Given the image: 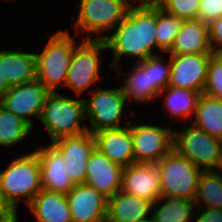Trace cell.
I'll return each instance as SVG.
<instances>
[{"label": "cell", "mask_w": 222, "mask_h": 222, "mask_svg": "<svg viewBox=\"0 0 222 222\" xmlns=\"http://www.w3.org/2000/svg\"><path fill=\"white\" fill-rule=\"evenodd\" d=\"M157 25V5H132L127 16L112 31V35H105L107 49L113 53L111 68L121 77L119 62L122 57L136 58V63L146 60L157 48L155 36Z\"/></svg>", "instance_id": "obj_1"}, {"label": "cell", "mask_w": 222, "mask_h": 222, "mask_svg": "<svg viewBox=\"0 0 222 222\" xmlns=\"http://www.w3.org/2000/svg\"><path fill=\"white\" fill-rule=\"evenodd\" d=\"M0 185L6 202L16 213L21 198L28 206L42 189L37 153L32 151L13 159L0 171Z\"/></svg>", "instance_id": "obj_2"}, {"label": "cell", "mask_w": 222, "mask_h": 222, "mask_svg": "<svg viewBox=\"0 0 222 222\" xmlns=\"http://www.w3.org/2000/svg\"><path fill=\"white\" fill-rule=\"evenodd\" d=\"M51 142L63 136H78L88 132L84 99H73L50 92L39 118Z\"/></svg>", "instance_id": "obj_3"}, {"label": "cell", "mask_w": 222, "mask_h": 222, "mask_svg": "<svg viewBox=\"0 0 222 222\" xmlns=\"http://www.w3.org/2000/svg\"><path fill=\"white\" fill-rule=\"evenodd\" d=\"M68 31L52 34L43 51L36 53L37 80L50 92L65 87L69 65L79 44Z\"/></svg>", "instance_id": "obj_4"}, {"label": "cell", "mask_w": 222, "mask_h": 222, "mask_svg": "<svg viewBox=\"0 0 222 222\" xmlns=\"http://www.w3.org/2000/svg\"><path fill=\"white\" fill-rule=\"evenodd\" d=\"M131 1V0H130ZM129 0H80L77 20L73 24L75 31L83 32V39L104 40V31L111 32L127 16L133 5ZM96 36H92V35Z\"/></svg>", "instance_id": "obj_5"}, {"label": "cell", "mask_w": 222, "mask_h": 222, "mask_svg": "<svg viewBox=\"0 0 222 222\" xmlns=\"http://www.w3.org/2000/svg\"><path fill=\"white\" fill-rule=\"evenodd\" d=\"M173 149L202 171L222 170V140L194 125L174 129Z\"/></svg>", "instance_id": "obj_6"}, {"label": "cell", "mask_w": 222, "mask_h": 222, "mask_svg": "<svg viewBox=\"0 0 222 222\" xmlns=\"http://www.w3.org/2000/svg\"><path fill=\"white\" fill-rule=\"evenodd\" d=\"M159 162L161 196L194 201L198 179L203 171L175 149H172Z\"/></svg>", "instance_id": "obj_7"}, {"label": "cell", "mask_w": 222, "mask_h": 222, "mask_svg": "<svg viewBox=\"0 0 222 222\" xmlns=\"http://www.w3.org/2000/svg\"><path fill=\"white\" fill-rule=\"evenodd\" d=\"M107 49L105 40L83 39L73 53L69 65L65 87L71 88L76 95L82 94L87 88L100 80V53Z\"/></svg>", "instance_id": "obj_8"}, {"label": "cell", "mask_w": 222, "mask_h": 222, "mask_svg": "<svg viewBox=\"0 0 222 222\" xmlns=\"http://www.w3.org/2000/svg\"><path fill=\"white\" fill-rule=\"evenodd\" d=\"M92 97L84 99L85 116L89 119L88 132L92 134L106 130L124 127L121 118L127 99L121 86L115 89L92 90Z\"/></svg>", "instance_id": "obj_9"}, {"label": "cell", "mask_w": 222, "mask_h": 222, "mask_svg": "<svg viewBox=\"0 0 222 222\" xmlns=\"http://www.w3.org/2000/svg\"><path fill=\"white\" fill-rule=\"evenodd\" d=\"M135 163L160 161L173 149L174 130L158 124L131 125Z\"/></svg>", "instance_id": "obj_10"}, {"label": "cell", "mask_w": 222, "mask_h": 222, "mask_svg": "<svg viewBox=\"0 0 222 222\" xmlns=\"http://www.w3.org/2000/svg\"><path fill=\"white\" fill-rule=\"evenodd\" d=\"M49 93L50 91L36 79L29 83L10 87L1 98L0 104L33 128L34 122L31 117H36L39 120Z\"/></svg>", "instance_id": "obj_11"}, {"label": "cell", "mask_w": 222, "mask_h": 222, "mask_svg": "<svg viewBox=\"0 0 222 222\" xmlns=\"http://www.w3.org/2000/svg\"><path fill=\"white\" fill-rule=\"evenodd\" d=\"M213 53L169 55V86L204 92L210 59Z\"/></svg>", "instance_id": "obj_12"}, {"label": "cell", "mask_w": 222, "mask_h": 222, "mask_svg": "<svg viewBox=\"0 0 222 222\" xmlns=\"http://www.w3.org/2000/svg\"><path fill=\"white\" fill-rule=\"evenodd\" d=\"M63 155L68 176L76 184H85L88 158L95 148L94 135L63 136L51 142Z\"/></svg>", "instance_id": "obj_13"}, {"label": "cell", "mask_w": 222, "mask_h": 222, "mask_svg": "<svg viewBox=\"0 0 222 222\" xmlns=\"http://www.w3.org/2000/svg\"><path fill=\"white\" fill-rule=\"evenodd\" d=\"M160 183L159 161L134 163L123 168L121 190L152 204L161 196Z\"/></svg>", "instance_id": "obj_14"}, {"label": "cell", "mask_w": 222, "mask_h": 222, "mask_svg": "<svg viewBox=\"0 0 222 222\" xmlns=\"http://www.w3.org/2000/svg\"><path fill=\"white\" fill-rule=\"evenodd\" d=\"M85 184L93 187L106 198H111L122 188L123 167L112 162L96 147L91 152L86 165Z\"/></svg>", "instance_id": "obj_15"}, {"label": "cell", "mask_w": 222, "mask_h": 222, "mask_svg": "<svg viewBox=\"0 0 222 222\" xmlns=\"http://www.w3.org/2000/svg\"><path fill=\"white\" fill-rule=\"evenodd\" d=\"M72 222H106L108 198L87 184H76L67 194Z\"/></svg>", "instance_id": "obj_16"}, {"label": "cell", "mask_w": 222, "mask_h": 222, "mask_svg": "<svg viewBox=\"0 0 222 222\" xmlns=\"http://www.w3.org/2000/svg\"><path fill=\"white\" fill-rule=\"evenodd\" d=\"M35 152L39 159L42 189L67 194L75 184L66 172V162L60 151L50 142Z\"/></svg>", "instance_id": "obj_17"}, {"label": "cell", "mask_w": 222, "mask_h": 222, "mask_svg": "<svg viewBox=\"0 0 222 222\" xmlns=\"http://www.w3.org/2000/svg\"><path fill=\"white\" fill-rule=\"evenodd\" d=\"M131 123V120H128L129 126L106 129L93 134L95 147L112 162L123 168L135 163Z\"/></svg>", "instance_id": "obj_18"}, {"label": "cell", "mask_w": 222, "mask_h": 222, "mask_svg": "<svg viewBox=\"0 0 222 222\" xmlns=\"http://www.w3.org/2000/svg\"><path fill=\"white\" fill-rule=\"evenodd\" d=\"M151 208L150 201L120 190L108 199L106 222H146Z\"/></svg>", "instance_id": "obj_19"}, {"label": "cell", "mask_w": 222, "mask_h": 222, "mask_svg": "<svg viewBox=\"0 0 222 222\" xmlns=\"http://www.w3.org/2000/svg\"><path fill=\"white\" fill-rule=\"evenodd\" d=\"M2 76L9 87L37 79L36 53L0 50Z\"/></svg>", "instance_id": "obj_20"}, {"label": "cell", "mask_w": 222, "mask_h": 222, "mask_svg": "<svg viewBox=\"0 0 222 222\" xmlns=\"http://www.w3.org/2000/svg\"><path fill=\"white\" fill-rule=\"evenodd\" d=\"M169 55L212 53L208 24L201 20H183Z\"/></svg>", "instance_id": "obj_21"}, {"label": "cell", "mask_w": 222, "mask_h": 222, "mask_svg": "<svg viewBox=\"0 0 222 222\" xmlns=\"http://www.w3.org/2000/svg\"><path fill=\"white\" fill-rule=\"evenodd\" d=\"M36 222H72L66 194L54 191H41L27 206Z\"/></svg>", "instance_id": "obj_22"}, {"label": "cell", "mask_w": 222, "mask_h": 222, "mask_svg": "<svg viewBox=\"0 0 222 222\" xmlns=\"http://www.w3.org/2000/svg\"><path fill=\"white\" fill-rule=\"evenodd\" d=\"M201 94L197 91L169 85L159 93V95L165 96L162 99L165 105L164 112L166 111L167 115L170 114L168 115L170 118H178L177 120L179 118L182 120H192L190 118L194 116Z\"/></svg>", "instance_id": "obj_23"}, {"label": "cell", "mask_w": 222, "mask_h": 222, "mask_svg": "<svg viewBox=\"0 0 222 222\" xmlns=\"http://www.w3.org/2000/svg\"><path fill=\"white\" fill-rule=\"evenodd\" d=\"M196 208L193 200L160 196L152 204L151 219L154 222H189L195 217Z\"/></svg>", "instance_id": "obj_24"}, {"label": "cell", "mask_w": 222, "mask_h": 222, "mask_svg": "<svg viewBox=\"0 0 222 222\" xmlns=\"http://www.w3.org/2000/svg\"><path fill=\"white\" fill-rule=\"evenodd\" d=\"M193 119L192 125L222 140V99L202 93Z\"/></svg>", "instance_id": "obj_25"}, {"label": "cell", "mask_w": 222, "mask_h": 222, "mask_svg": "<svg viewBox=\"0 0 222 222\" xmlns=\"http://www.w3.org/2000/svg\"><path fill=\"white\" fill-rule=\"evenodd\" d=\"M130 70L121 87L128 103L131 99L134 103H146L158 98L159 94L151 86L150 71H146V60L135 62Z\"/></svg>", "instance_id": "obj_26"}, {"label": "cell", "mask_w": 222, "mask_h": 222, "mask_svg": "<svg viewBox=\"0 0 222 222\" xmlns=\"http://www.w3.org/2000/svg\"><path fill=\"white\" fill-rule=\"evenodd\" d=\"M206 208L222 210V170L203 171L198 179L194 202Z\"/></svg>", "instance_id": "obj_27"}, {"label": "cell", "mask_w": 222, "mask_h": 222, "mask_svg": "<svg viewBox=\"0 0 222 222\" xmlns=\"http://www.w3.org/2000/svg\"><path fill=\"white\" fill-rule=\"evenodd\" d=\"M32 127L0 104V146H14L25 140Z\"/></svg>", "instance_id": "obj_28"}, {"label": "cell", "mask_w": 222, "mask_h": 222, "mask_svg": "<svg viewBox=\"0 0 222 222\" xmlns=\"http://www.w3.org/2000/svg\"><path fill=\"white\" fill-rule=\"evenodd\" d=\"M182 23V19L166 12L157 5V25L155 36L157 40V49L159 51L167 53L171 49Z\"/></svg>", "instance_id": "obj_29"}, {"label": "cell", "mask_w": 222, "mask_h": 222, "mask_svg": "<svg viewBox=\"0 0 222 222\" xmlns=\"http://www.w3.org/2000/svg\"><path fill=\"white\" fill-rule=\"evenodd\" d=\"M170 57L166 61L159 54L146 59V71H150L151 86L159 94L170 80Z\"/></svg>", "instance_id": "obj_30"}, {"label": "cell", "mask_w": 222, "mask_h": 222, "mask_svg": "<svg viewBox=\"0 0 222 222\" xmlns=\"http://www.w3.org/2000/svg\"><path fill=\"white\" fill-rule=\"evenodd\" d=\"M201 0H162L158 5L182 20L198 19Z\"/></svg>", "instance_id": "obj_31"}, {"label": "cell", "mask_w": 222, "mask_h": 222, "mask_svg": "<svg viewBox=\"0 0 222 222\" xmlns=\"http://www.w3.org/2000/svg\"><path fill=\"white\" fill-rule=\"evenodd\" d=\"M203 93L222 99V54H213L210 59Z\"/></svg>", "instance_id": "obj_32"}, {"label": "cell", "mask_w": 222, "mask_h": 222, "mask_svg": "<svg viewBox=\"0 0 222 222\" xmlns=\"http://www.w3.org/2000/svg\"><path fill=\"white\" fill-rule=\"evenodd\" d=\"M222 16V0H201L198 20L209 24Z\"/></svg>", "instance_id": "obj_33"}, {"label": "cell", "mask_w": 222, "mask_h": 222, "mask_svg": "<svg viewBox=\"0 0 222 222\" xmlns=\"http://www.w3.org/2000/svg\"><path fill=\"white\" fill-rule=\"evenodd\" d=\"M209 40L213 54H222V16L208 24Z\"/></svg>", "instance_id": "obj_34"}, {"label": "cell", "mask_w": 222, "mask_h": 222, "mask_svg": "<svg viewBox=\"0 0 222 222\" xmlns=\"http://www.w3.org/2000/svg\"><path fill=\"white\" fill-rule=\"evenodd\" d=\"M203 211L195 212L193 222H222V210L203 207Z\"/></svg>", "instance_id": "obj_35"}, {"label": "cell", "mask_w": 222, "mask_h": 222, "mask_svg": "<svg viewBox=\"0 0 222 222\" xmlns=\"http://www.w3.org/2000/svg\"><path fill=\"white\" fill-rule=\"evenodd\" d=\"M17 218V213L6 202L0 185V222H14Z\"/></svg>", "instance_id": "obj_36"}, {"label": "cell", "mask_w": 222, "mask_h": 222, "mask_svg": "<svg viewBox=\"0 0 222 222\" xmlns=\"http://www.w3.org/2000/svg\"><path fill=\"white\" fill-rule=\"evenodd\" d=\"M9 88L10 87L7 85L6 80L4 79V76H2L1 64H0V100Z\"/></svg>", "instance_id": "obj_37"}, {"label": "cell", "mask_w": 222, "mask_h": 222, "mask_svg": "<svg viewBox=\"0 0 222 222\" xmlns=\"http://www.w3.org/2000/svg\"><path fill=\"white\" fill-rule=\"evenodd\" d=\"M132 1L134 4L138 2V5H158L162 0H132Z\"/></svg>", "instance_id": "obj_38"}]
</instances>
